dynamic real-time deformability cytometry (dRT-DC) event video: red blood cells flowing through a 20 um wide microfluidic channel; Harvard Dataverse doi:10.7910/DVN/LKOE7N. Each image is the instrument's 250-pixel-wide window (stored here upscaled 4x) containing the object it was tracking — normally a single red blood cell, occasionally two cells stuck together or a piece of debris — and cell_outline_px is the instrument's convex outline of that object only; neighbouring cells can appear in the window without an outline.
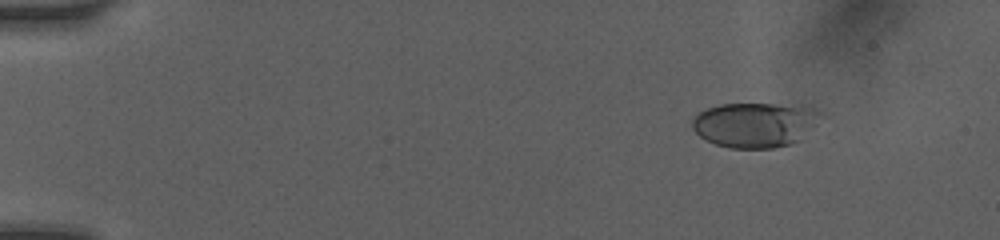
{"species": "human", "species_latin": "Homo sapiens", "temperature_condition": "room temperature", "stored_images_in_passage": 34, "camera_frame_rate_fps": 3000, "um_per_image_px": 0.085, "donor": {"sex": "female"}, "frame": {"image": 1, "passage_image": 4, "time_ms": 1.667, "image_size_px": [1000, 240], "cell_outline_px": [[820, 112], [796, 140], [788, 144], [772, 148], [728, 148], [716, 144], [700, 136], [692, 128], [692, 120], [700, 112], [708, 108], [720, 104], [776, 104], [800, 108]], "centroid_in_image_um": [63.96, 10.61], "position_along_channel_um": 21.0, "area_um2": 31.85}}
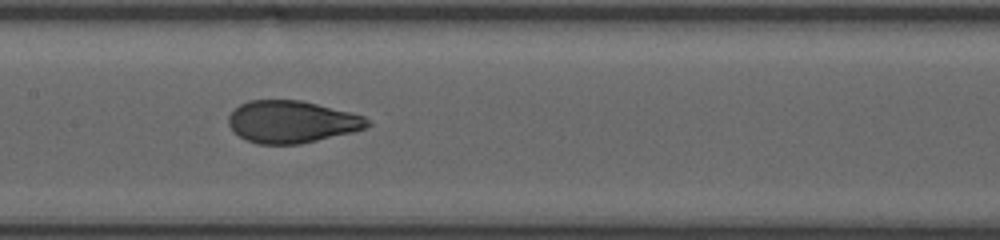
{"frame": {"image": 2, "passage_image": 16, "time_ms": 8.333, "image_size_px": [1000, 240], "cell_outline_px": [[372, 124], [364, 128], [352, 132], [300, 144], [256, 144], [240, 136], [228, 124], [228, 116], [240, 104], [248, 100], [300, 100], [364, 116]], "centroid_in_image_um": [24.78, 10.35], "position_along_channel_um": 182.6, "area_um2": 33.76}}
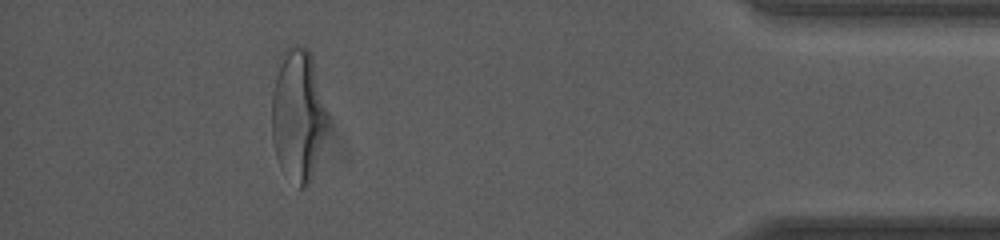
{"frame": {"image": 3, "passage_image": 30, "time_ms": 15.0, "image_size_px": [1000, 240], "cell_outline_px": [[328, 124], [312, 176], [308, 184], [304, 188], [300, 188], [280, 168], [276, 156], [272, 140], [272, 92], [276, 76], [284, 48], [296, 44], [308, 48], [312, 56], [328, 112]], "centroid_in_image_um": [25.34, 9.76], "position_along_channel_um": 409.9, "area_um2": 42.83}, "authors_computed_cell_mechanics": {"area_um2": 34.7089, "velocity_mm_per_s": 4.1045, "shape_relaxation_time_tau1_ms": 3.5293, "shape_relaxation_time_tau2_ms": null, "deformation_change_tau1": 0.1462, "deformation_change_tau2": null}}